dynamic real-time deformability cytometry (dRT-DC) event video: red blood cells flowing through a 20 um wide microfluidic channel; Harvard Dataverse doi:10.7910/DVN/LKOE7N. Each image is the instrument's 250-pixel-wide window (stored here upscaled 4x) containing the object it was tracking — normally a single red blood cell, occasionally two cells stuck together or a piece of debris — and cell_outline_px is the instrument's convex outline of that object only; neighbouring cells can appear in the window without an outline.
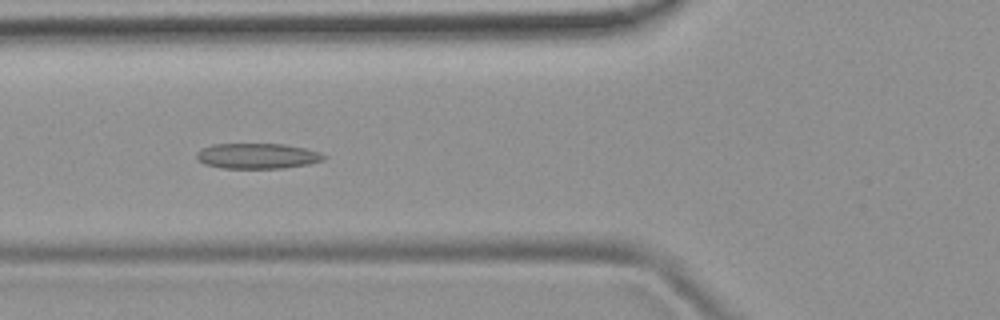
{"species": "common noctule bat (a hibernating species)", "species_latin": "Nyctalus noctula", "temperature_condition": "room temperature", "stored_images_in_passage": 36, "camera_frame_rate_fps": 3000, "um_per_image_px": 0.085, "animal": {"sex": "female", "body_mass_g": 19.9}, "frame": {"image": 1, "passage_image": 4, "time_ms": 1.0, "image_size_px": [1000, 320], "cell_outline_px": [[328, 156], [324, 160], [308, 164], [284, 168], [220, 168], [204, 164], [196, 156], [196, 152], [212, 144], [284, 144], [304, 148], [320, 152]], "centroid_in_image_um": [21.9, 13.26], "position_along_channel_um": 103.9, "area_um2": 18.84}}
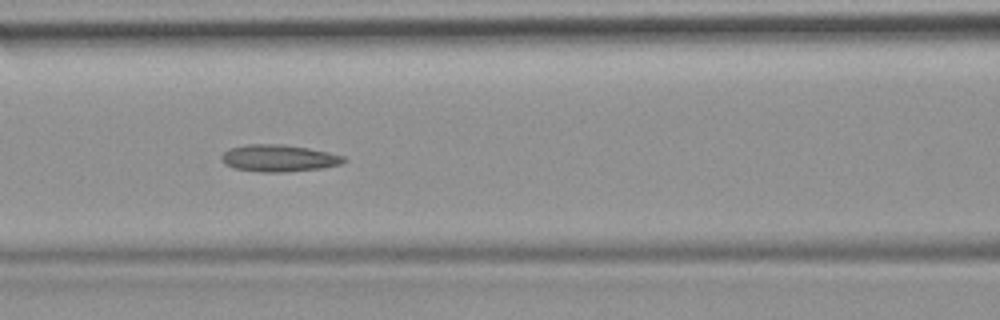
{"frame": {"image": 2, "passage_image": 7, "time_ms": 2.0, "image_size_px": [1000, 320], "cell_outline_px": [[348, 160], [340, 164], [324, 168], [284, 172], [260, 172], [236, 168], [224, 164], [220, 156], [228, 148], [248, 144], [280, 144], [308, 148], [328, 152], [344, 156]], "centroid_in_image_um": [23.7, 13.44], "position_along_channel_um": 142.9, "area_um2": 19.25}}
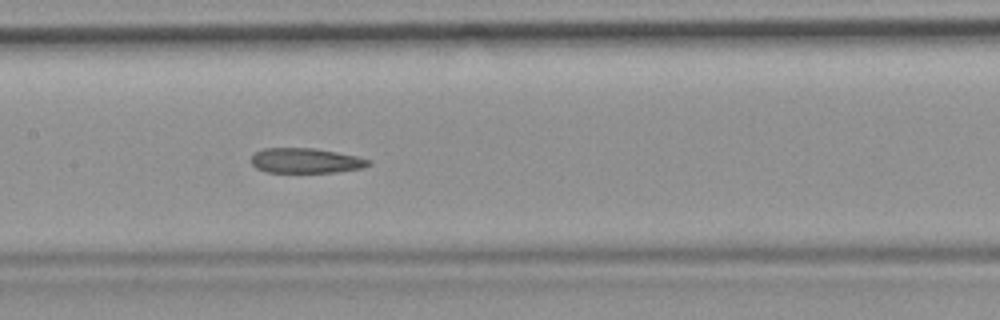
{"frame": {"image": 3, "passage_image": 10, "time_ms": 3.0, "image_size_px": [1000, 320], "cell_outline_px": [[372, 164], [360, 168], [336, 172], [268, 172], [256, 168], [252, 164], [252, 156], [256, 152], [264, 148], [312, 148], [336, 152], [356, 156], [372, 160]], "centroid_in_image_um": [26.0, 13.65], "position_along_channel_um": 181.4, "area_um2": 16.94}, "authors_computed_cell_mechanics": {"area_um2": 18.4671, "velocity_mm_per_s": 3.8675, "shape_relaxation_time_tau1_ms": null, "shape_relaxation_time_tau2_ms": 4.0596, "deformation_change_tau1": null, "deformation_change_tau2": 0.1367}}